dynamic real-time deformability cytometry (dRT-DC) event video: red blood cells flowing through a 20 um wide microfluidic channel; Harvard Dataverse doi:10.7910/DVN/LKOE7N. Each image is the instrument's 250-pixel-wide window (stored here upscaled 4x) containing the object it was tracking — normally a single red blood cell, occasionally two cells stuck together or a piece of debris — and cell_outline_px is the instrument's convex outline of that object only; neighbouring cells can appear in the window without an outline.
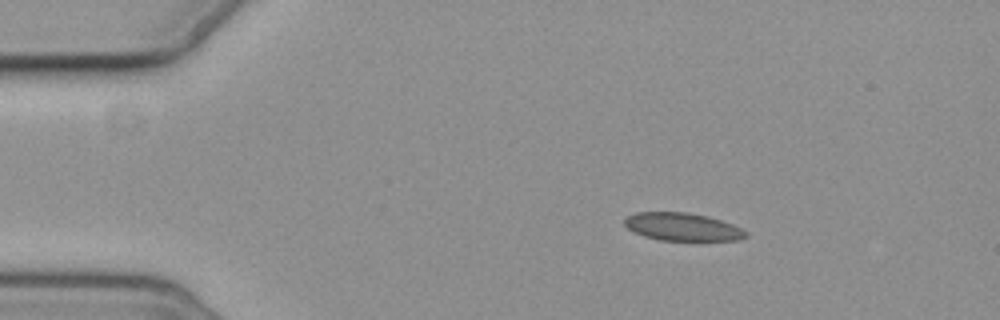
{"species": "common noctule bat (a hibernating species)", "species_latin": "Nyctalus noctula", "temperature_condition": "cold", "stored_images_in_passage": 7, "camera_frame_rate_fps": 3000, "um_per_image_px": 0.085, "animal": {"sex": "female", "body_mass_g": 19.3, "forearm_length_mm": 54.1}, "frame": {"image": 1, "passage_image": 1, "time_ms": 0.0, "image_size_px": [1000, 320], "cell_outline_px": [[748, 236], [740, 240], [660, 240], [644, 236], [628, 228], [624, 224], [624, 220], [628, 216], [636, 212], [688, 212], [708, 216], [732, 224], [748, 232]], "centroid_in_image_um": [58.03, 19.28], "position_along_channel_um": 27.0, "area_um2": 19.59}}
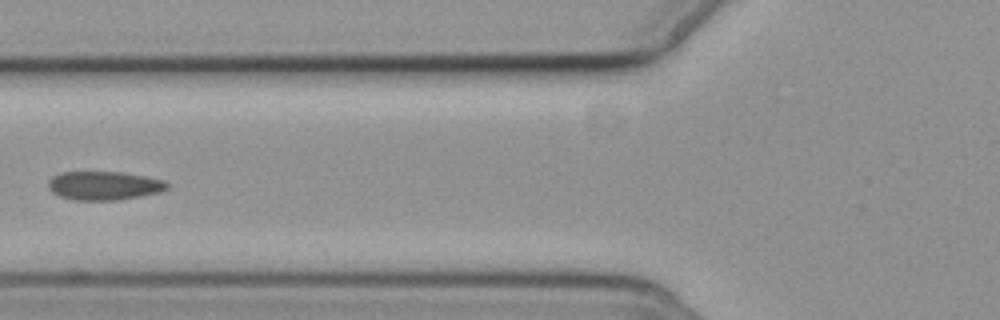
{"frame": {"image": 2, "passage_image": 4, "time_ms": 4.333, "image_size_px": [1000, 320], "cell_outline_px": [[172, 184], [168, 188], [160, 192], [140, 196], [116, 200], [76, 200], [60, 196], [52, 192], [48, 188], [48, 180], [52, 176], [64, 172], [120, 172], [148, 176], [164, 180]], "centroid_in_image_um": [8.88, 15.77], "position_along_channel_um": 116.9, "area_um2": 20.0}}
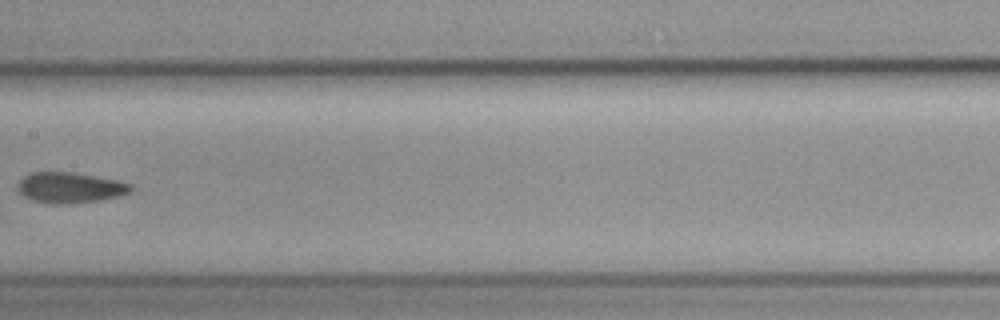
{"frame": {"image": 3, "passage_image": 6, "time_ms": 6.667, "image_size_px": [1000, 320], "cell_outline_px": [[136, 188], [132, 192], [100, 200], [64, 204], [52, 204], [32, 200], [24, 196], [16, 188], [20, 180], [24, 176], [32, 172], [72, 172], [116, 180], [132, 184]], "centroid_in_image_um": [5.96, 15.95], "position_along_channel_um": 201.4, "area_um2": 20.17}}